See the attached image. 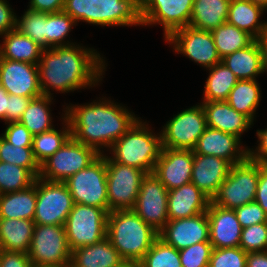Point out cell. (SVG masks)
<instances>
[{"instance_id": "8992f818", "label": "cell", "mask_w": 267, "mask_h": 267, "mask_svg": "<svg viewBox=\"0 0 267 267\" xmlns=\"http://www.w3.org/2000/svg\"><path fill=\"white\" fill-rule=\"evenodd\" d=\"M258 179L259 162L247 157L243 162L231 166L228 176L211 202L227 209L254 202Z\"/></svg>"}, {"instance_id": "7bdbcfd3", "label": "cell", "mask_w": 267, "mask_h": 267, "mask_svg": "<svg viewBox=\"0 0 267 267\" xmlns=\"http://www.w3.org/2000/svg\"><path fill=\"white\" fill-rule=\"evenodd\" d=\"M212 250L210 241L196 243L179 250L182 267H209Z\"/></svg>"}, {"instance_id": "680465c9", "label": "cell", "mask_w": 267, "mask_h": 267, "mask_svg": "<svg viewBox=\"0 0 267 267\" xmlns=\"http://www.w3.org/2000/svg\"><path fill=\"white\" fill-rule=\"evenodd\" d=\"M120 267H140V265L135 262H125Z\"/></svg>"}, {"instance_id": "c3c4849f", "label": "cell", "mask_w": 267, "mask_h": 267, "mask_svg": "<svg viewBox=\"0 0 267 267\" xmlns=\"http://www.w3.org/2000/svg\"><path fill=\"white\" fill-rule=\"evenodd\" d=\"M7 0H0V37L16 29V13Z\"/></svg>"}, {"instance_id": "b9f144b4", "label": "cell", "mask_w": 267, "mask_h": 267, "mask_svg": "<svg viewBox=\"0 0 267 267\" xmlns=\"http://www.w3.org/2000/svg\"><path fill=\"white\" fill-rule=\"evenodd\" d=\"M239 247L246 253L267 250V222L242 228Z\"/></svg>"}, {"instance_id": "94428289", "label": "cell", "mask_w": 267, "mask_h": 267, "mask_svg": "<svg viewBox=\"0 0 267 267\" xmlns=\"http://www.w3.org/2000/svg\"><path fill=\"white\" fill-rule=\"evenodd\" d=\"M2 251H3V249H2V247L0 246V262H1Z\"/></svg>"}, {"instance_id": "816d5d0a", "label": "cell", "mask_w": 267, "mask_h": 267, "mask_svg": "<svg viewBox=\"0 0 267 267\" xmlns=\"http://www.w3.org/2000/svg\"><path fill=\"white\" fill-rule=\"evenodd\" d=\"M255 202L267 214V166L259 162V179L257 183V190Z\"/></svg>"}, {"instance_id": "4dcf8cb0", "label": "cell", "mask_w": 267, "mask_h": 267, "mask_svg": "<svg viewBox=\"0 0 267 267\" xmlns=\"http://www.w3.org/2000/svg\"><path fill=\"white\" fill-rule=\"evenodd\" d=\"M231 0H194L189 26L212 31L226 23Z\"/></svg>"}, {"instance_id": "52a82bcc", "label": "cell", "mask_w": 267, "mask_h": 267, "mask_svg": "<svg viewBox=\"0 0 267 267\" xmlns=\"http://www.w3.org/2000/svg\"><path fill=\"white\" fill-rule=\"evenodd\" d=\"M71 253L63 225L35 224L28 251L33 266L69 267Z\"/></svg>"}, {"instance_id": "2e32d148", "label": "cell", "mask_w": 267, "mask_h": 267, "mask_svg": "<svg viewBox=\"0 0 267 267\" xmlns=\"http://www.w3.org/2000/svg\"><path fill=\"white\" fill-rule=\"evenodd\" d=\"M194 0H147L141 7L142 26L159 24L164 39L177 29L189 26Z\"/></svg>"}, {"instance_id": "f35d334b", "label": "cell", "mask_w": 267, "mask_h": 267, "mask_svg": "<svg viewBox=\"0 0 267 267\" xmlns=\"http://www.w3.org/2000/svg\"><path fill=\"white\" fill-rule=\"evenodd\" d=\"M76 25V21L64 11L47 13V49L75 44L65 40L72 26Z\"/></svg>"}, {"instance_id": "db71d44e", "label": "cell", "mask_w": 267, "mask_h": 267, "mask_svg": "<svg viewBox=\"0 0 267 267\" xmlns=\"http://www.w3.org/2000/svg\"><path fill=\"white\" fill-rule=\"evenodd\" d=\"M246 267H267V250L247 253Z\"/></svg>"}, {"instance_id": "f1b7e54d", "label": "cell", "mask_w": 267, "mask_h": 267, "mask_svg": "<svg viewBox=\"0 0 267 267\" xmlns=\"http://www.w3.org/2000/svg\"><path fill=\"white\" fill-rule=\"evenodd\" d=\"M36 200L37 178L27 189L0 195V218L33 220Z\"/></svg>"}, {"instance_id": "8fae6325", "label": "cell", "mask_w": 267, "mask_h": 267, "mask_svg": "<svg viewBox=\"0 0 267 267\" xmlns=\"http://www.w3.org/2000/svg\"><path fill=\"white\" fill-rule=\"evenodd\" d=\"M108 213L133 209L146 172L112 161L106 156Z\"/></svg>"}, {"instance_id": "11a10c76", "label": "cell", "mask_w": 267, "mask_h": 267, "mask_svg": "<svg viewBox=\"0 0 267 267\" xmlns=\"http://www.w3.org/2000/svg\"><path fill=\"white\" fill-rule=\"evenodd\" d=\"M258 42L262 53V69L264 73L267 72V32L258 39Z\"/></svg>"}, {"instance_id": "6f0895ef", "label": "cell", "mask_w": 267, "mask_h": 267, "mask_svg": "<svg viewBox=\"0 0 267 267\" xmlns=\"http://www.w3.org/2000/svg\"><path fill=\"white\" fill-rule=\"evenodd\" d=\"M248 1L263 7L267 11V0H248Z\"/></svg>"}, {"instance_id": "f6af8a7d", "label": "cell", "mask_w": 267, "mask_h": 267, "mask_svg": "<svg viewBox=\"0 0 267 267\" xmlns=\"http://www.w3.org/2000/svg\"><path fill=\"white\" fill-rule=\"evenodd\" d=\"M242 228L267 222V214L257 202H251L234 209Z\"/></svg>"}, {"instance_id": "5bb4252c", "label": "cell", "mask_w": 267, "mask_h": 267, "mask_svg": "<svg viewBox=\"0 0 267 267\" xmlns=\"http://www.w3.org/2000/svg\"><path fill=\"white\" fill-rule=\"evenodd\" d=\"M177 54L181 53L206 69L221 62L211 31L186 26L172 32L166 39Z\"/></svg>"}, {"instance_id": "91938a15", "label": "cell", "mask_w": 267, "mask_h": 267, "mask_svg": "<svg viewBox=\"0 0 267 267\" xmlns=\"http://www.w3.org/2000/svg\"><path fill=\"white\" fill-rule=\"evenodd\" d=\"M137 5H139L140 7H142L147 0H133Z\"/></svg>"}, {"instance_id": "484cf974", "label": "cell", "mask_w": 267, "mask_h": 267, "mask_svg": "<svg viewBox=\"0 0 267 267\" xmlns=\"http://www.w3.org/2000/svg\"><path fill=\"white\" fill-rule=\"evenodd\" d=\"M264 11L263 7L248 0H231L226 22L258 40L267 32V21H260Z\"/></svg>"}, {"instance_id": "f907efd6", "label": "cell", "mask_w": 267, "mask_h": 267, "mask_svg": "<svg viewBox=\"0 0 267 267\" xmlns=\"http://www.w3.org/2000/svg\"><path fill=\"white\" fill-rule=\"evenodd\" d=\"M258 146L255 149L248 148V157L251 160L265 164L267 162V128L256 131Z\"/></svg>"}, {"instance_id": "8d00e7d4", "label": "cell", "mask_w": 267, "mask_h": 267, "mask_svg": "<svg viewBox=\"0 0 267 267\" xmlns=\"http://www.w3.org/2000/svg\"><path fill=\"white\" fill-rule=\"evenodd\" d=\"M35 179L27 168L0 161V195L27 189Z\"/></svg>"}, {"instance_id": "f546056e", "label": "cell", "mask_w": 267, "mask_h": 267, "mask_svg": "<svg viewBox=\"0 0 267 267\" xmlns=\"http://www.w3.org/2000/svg\"><path fill=\"white\" fill-rule=\"evenodd\" d=\"M3 43L0 44V58L38 64L43 48L17 29L2 35Z\"/></svg>"}, {"instance_id": "681fc988", "label": "cell", "mask_w": 267, "mask_h": 267, "mask_svg": "<svg viewBox=\"0 0 267 267\" xmlns=\"http://www.w3.org/2000/svg\"><path fill=\"white\" fill-rule=\"evenodd\" d=\"M0 267H33L28 253L2 251Z\"/></svg>"}, {"instance_id": "7a4b0ae2", "label": "cell", "mask_w": 267, "mask_h": 267, "mask_svg": "<svg viewBox=\"0 0 267 267\" xmlns=\"http://www.w3.org/2000/svg\"><path fill=\"white\" fill-rule=\"evenodd\" d=\"M69 122L71 137L104 154L101 148H109L139 119L125 106L100 98L83 105H68L64 108ZM136 116V117H135Z\"/></svg>"}, {"instance_id": "603a6c76", "label": "cell", "mask_w": 267, "mask_h": 267, "mask_svg": "<svg viewBox=\"0 0 267 267\" xmlns=\"http://www.w3.org/2000/svg\"><path fill=\"white\" fill-rule=\"evenodd\" d=\"M211 199L196 185L188 183L168 191L169 220L190 218L207 212Z\"/></svg>"}, {"instance_id": "d6a6232c", "label": "cell", "mask_w": 267, "mask_h": 267, "mask_svg": "<svg viewBox=\"0 0 267 267\" xmlns=\"http://www.w3.org/2000/svg\"><path fill=\"white\" fill-rule=\"evenodd\" d=\"M52 100L53 97L46 95L33 98L22 114L19 123L24 125L33 136L55 127L52 124L51 109L49 107L53 102Z\"/></svg>"}, {"instance_id": "9f6ffc18", "label": "cell", "mask_w": 267, "mask_h": 267, "mask_svg": "<svg viewBox=\"0 0 267 267\" xmlns=\"http://www.w3.org/2000/svg\"><path fill=\"white\" fill-rule=\"evenodd\" d=\"M7 105H8V93L0 85V120L5 121V116H6V112H7Z\"/></svg>"}, {"instance_id": "4316f807", "label": "cell", "mask_w": 267, "mask_h": 267, "mask_svg": "<svg viewBox=\"0 0 267 267\" xmlns=\"http://www.w3.org/2000/svg\"><path fill=\"white\" fill-rule=\"evenodd\" d=\"M239 80H256L262 69V53L258 40L221 59Z\"/></svg>"}, {"instance_id": "ffe728a7", "label": "cell", "mask_w": 267, "mask_h": 267, "mask_svg": "<svg viewBox=\"0 0 267 267\" xmlns=\"http://www.w3.org/2000/svg\"><path fill=\"white\" fill-rule=\"evenodd\" d=\"M241 143V140L232 134L207 127L193 151L196 154L225 159L234 165L248 157V147H242Z\"/></svg>"}, {"instance_id": "9a60e30c", "label": "cell", "mask_w": 267, "mask_h": 267, "mask_svg": "<svg viewBox=\"0 0 267 267\" xmlns=\"http://www.w3.org/2000/svg\"><path fill=\"white\" fill-rule=\"evenodd\" d=\"M168 190L153 174L148 173L141 182L136 204L132 209L145 223L160 231L169 221Z\"/></svg>"}, {"instance_id": "7402d4cb", "label": "cell", "mask_w": 267, "mask_h": 267, "mask_svg": "<svg viewBox=\"0 0 267 267\" xmlns=\"http://www.w3.org/2000/svg\"><path fill=\"white\" fill-rule=\"evenodd\" d=\"M209 241L213 248L239 247L242 227L234 209L210 202L207 210Z\"/></svg>"}, {"instance_id": "60d3db41", "label": "cell", "mask_w": 267, "mask_h": 267, "mask_svg": "<svg viewBox=\"0 0 267 267\" xmlns=\"http://www.w3.org/2000/svg\"><path fill=\"white\" fill-rule=\"evenodd\" d=\"M140 267H182L179 250L159 237L139 262Z\"/></svg>"}, {"instance_id": "ac0fdd59", "label": "cell", "mask_w": 267, "mask_h": 267, "mask_svg": "<svg viewBox=\"0 0 267 267\" xmlns=\"http://www.w3.org/2000/svg\"><path fill=\"white\" fill-rule=\"evenodd\" d=\"M192 169L193 150L163 147L152 173L169 191L191 183Z\"/></svg>"}, {"instance_id": "bcb514c9", "label": "cell", "mask_w": 267, "mask_h": 267, "mask_svg": "<svg viewBox=\"0 0 267 267\" xmlns=\"http://www.w3.org/2000/svg\"><path fill=\"white\" fill-rule=\"evenodd\" d=\"M1 136L14 146L32 147L33 135L19 122L7 123Z\"/></svg>"}, {"instance_id": "4fadbf2b", "label": "cell", "mask_w": 267, "mask_h": 267, "mask_svg": "<svg viewBox=\"0 0 267 267\" xmlns=\"http://www.w3.org/2000/svg\"><path fill=\"white\" fill-rule=\"evenodd\" d=\"M73 206V198L64 182L37 177L35 224L64 226Z\"/></svg>"}, {"instance_id": "277c9868", "label": "cell", "mask_w": 267, "mask_h": 267, "mask_svg": "<svg viewBox=\"0 0 267 267\" xmlns=\"http://www.w3.org/2000/svg\"><path fill=\"white\" fill-rule=\"evenodd\" d=\"M149 124L138 119L112 144L109 158L117 163L152 173L162 152V135L153 133ZM112 152V153H111Z\"/></svg>"}, {"instance_id": "1f68e13d", "label": "cell", "mask_w": 267, "mask_h": 267, "mask_svg": "<svg viewBox=\"0 0 267 267\" xmlns=\"http://www.w3.org/2000/svg\"><path fill=\"white\" fill-rule=\"evenodd\" d=\"M261 90L256 80H238L234 88L230 91L226 102L240 112L247 116L254 122L256 109L260 105Z\"/></svg>"}, {"instance_id": "5b68a950", "label": "cell", "mask_w": 267, "mask_h": 267, "mask_svg": "<svg viewBox=\"0 0 267 267\" xmlns=\"http://www.w3.org/2000/svg\"><path fill=\"white\" fill-rule=\"evenodd\" d=\"M63 11L76 23L100 26L142 25L141 7L133 0H65Z\"/></svg>"}, {"instance_id": "3957f363", "label": "cell", "mask_w": 267, "mask_h": 267, "mask_svg": "<svg viewBox=\"0 0 267 267\" xmlns=\"http://www.w3.org/2000/svg\"><path fill=\"white\" fill-rule=\"evenodd\" d=\"M158 233L132 209L108 213L106 237L125 262L139 263L158 238Z\"/></svg>"}, {"instance_id": "e0dca14e", "label": "cell", "mask_w": 267, "mask_h": 267, "mask_svg": "<svg viewBox=\"0 0 267 267\" xmlns=\"http://www.w3.org/2000/svg\"><path fill=\"white\" fill-rule=\"evenodd\" d=\"M0 85L8 94L36 98L43 95L38 66L0 58Z\"/></svg>"}, {"instance_id": "d6986e66", "label": "cell", "mask_w": 267, "mask_h": 267, "mask_svg": "<svg viewBox=\"0 0 267 267\" xmlns=\"http://www.w3.org/2000/svg\"><path fill=\"white\" fill-rule=\"evenodd\" d=\"M158 237L177 250L193 244L209 241V222L207 212L190 218L169 220L159 231Z\"/></svg>"}, {"instance_id": "ba28073f", "label": "cell", "mask_w": 267, "mask_h": 267, "mask_svg": "<svg viewBox=\"0 0 267 267\" xmlns=\"http://www.w3.org/2000/svg\"><path fill=\"white\" fill-rule=\"evenodd\" d=\"M64 183L74 203L103 208L108 212L106 154H100Z\"/></svg>"}, {"instance_id": "d590c367", "label": "cell", "mask_w": 267, "mask_h": 267, "mask_svg": "<svg viewBox=\"0 0 267 267\" xmlns=\"http://www.w3.org/2000/svg\"><path fill=\"white\" fill-rule=\"evenodd\" d=\"M211 34L221 59L237 50L246 48L255 40L247 32L227 22L216 27Z\"/></svg>"}, {"instance_id": "44dd1931", "label": "cell", "mask_w": 267, "mask_h": 267, "mask_svg": "<svg viewBox=\"0 0 267 267\" xmlns=\"http://www.w3.org/2000/svg\"><path fill=\"white\" fill-rule=\"evenodd\" d=\"M231 166L232 164L225 159L196 154L193 151L191 183L212 200L228 176Z\"/></svg>"}, {"instance_id": "cb8c5ba5", "label": "cell", "mask_w": 267, "mask_h": 267, "mask_svg": "<svg viewBox=\"0 0 267 267\" xmlns=\"http://www.w3.org/2000/svg\"><path fill=\"white\" fill-rule=\"evenodd\" d=\"M207 127L232 134L241 140L243 133L252 128L253 122L237 112L226 101H203Z\"/></svg>"}, {"instance_id": "74e56055", "label": "cell", "mask_w": 267, "mask_h": 267, "mask_svg": "<svg viewBox=\"0 0 267 267\" xmlns=\"http://www.w3.org/2000/svg\"><path fill=\"white\" fill-rule=\"evenodd\" d=\"M19 18H16V29L47 49V13L27 9Z\"/></svg>"}, {"instance_id": "836d02e7", "label": "cell", "mask_w": 267, "mask_h": 267, "mask_svg": "<svg viewBox=\"0 0 267 267\" xmlns=\"http://www.w3.org/2000/svg\"><path fill=\"white\" fill-rule=\"evenodd\" d=\"M207 70L209 76L204 86L203 101H226L239 79L222 62Z\"/></svg>"}, {"instance_id": "83f0119b", "label": "cell", "mask_w": 267, "mask_h": 267, "mask_svg": "<svg viewBox=\"0 0 267 267\" xmlns=\"http://www.w3.org/2000/svg\"><path fill=\"white\" fill-rule=\"evenodd\" d=\"M34 226L33 220L0 218V246L6 251L28 253Z\"/></svg>"}, {"instance_id": "6da1fadb", "label": "cell", "mask_w": 267, "mask_h": 267, "mask_svg": "<svg viewBox=\"0 0 267 267\" xmlns=\"http://www.w3.org/2000/svg\"><path fill=\"white\" fill-rule=\"evenodd\" d=\"M103 58L94 48L79 44L43 49L37 64L43 95L53 97L50 88L68 93L97 86L106 71Z\"/></svg>"}, {"instance_id": "30bf717a", "label": "cell", "mask_w": 267, "mask_h": 267, "mask_svg": "<svg viewBox=\"0 0 267 267\" xmlns=\"http://www.w3.org/2000/svg\"><path fill=\"white\" fill-rule=\"evenodd\" d=\"M100 154L73 137L40 165L39 177L53 182H64L78 171L85 169Z\"/></svg>"}, {"instance_id": "7c38bea8", "label": "cell", "mask_w": 267, "mask_h": 267, "mask_svg": "<svg viewBox=\"0 0 267 267\" xmlns=\"http://www.w3.org/2000/svg\"><path fill=\"white\" fill-rule=\"evenodd\" d=\"M207 128L205 110L199 105L187 108L174 115L161 130L162 146L168 149L193 150L199 137Z\"/></svg>"}, {"instance_id": "9c48e42d", "label": "cell", "mask_w": 267, "mask_h": 267, "mask_svg": "<svg viewBox=\"0 0 267 267\" xmlns=\"http://www.w3.org/2000/svg\"><path fill=\"white\" fill-rule=\"evenodd\" d=\"M107 218L108 212L103 208L74 203L64 224L69 249L90 246L104 239Z\"/></svg>"}, {"instance_id": "e575fe53", "label": "cell", "mask_w": 267, "mask_h": 267, "mask_svg": "<svg viewBox=\"0 0 267 267\" xmlns=\"http://www.w3.org/2000/svg\"><path fill=\"white\" fill-rule=\"evenodd\" d=\"M62 119V125L64 124L62 130L59 131L54 127L49 131L33 136V155L39 165L59 150L71 137L69 122L65 116H63Z\"/></svg>"}, {"instance_id": "f5cc1de1", "label": "cell", "mask_w": 267, "mask_h": 267, "mask_svg": "<svg viewBox=\"0 0 267 267\" xmlns=\"http://www.w3.org/2000/svg\"><path fill=\"white\" fill-rule=\"evenodd\" d=\"M65 0H30L29 8L41 13H57L64 9Z\"/></svg>"}, {"instance_id": "7dc6e473", "label": "cell", "mask_w": 267, "mask_h": 267, "mask_svg": "<svg viewBox=\"0 0 267 267\" xmlns=\"http://www.w3.org/2000/svg\"><path fill=\"white\" fill-rule=\"evenodd\" d=\"M31 99L32 98L8 94V105L5 116V124L10 122H19Z\"/></svg>"}, {"instance_id": "ee69618b", "label": "cell", "mask_w": 267, "mask_h": 267, "mask_svg": "<svg viewBox=\"0 0 267 267\" xmlns=\"http://www.w3.org/2000/svg\"><path fill=\"white\" fill-rule=\"evenodd\" d=\"M247 253L240 247L213 248L209 267H246Z\"/></svg>"}, {"instance_id": "d4e9b609", "label": "cell", "mask_w": 267, "mask_h": 267, "mask_svg": "<svg viewBox=\"0 0 267 267\" xmlns=\"http://www.w3.org/2000/svg\"><path fill=\"white\" fill-rule=\"evenodd\" d=\"M125 261L107 237L90 246L72 250L69 267H120Z\"/></svg>"}, {"instance_id": "ab89813d", "label": "cell", "mask_w": 267, "mask_h": 267, "mask_svg": "<svg viewBox=\"0 0 267 267\" xmlns=\"http://www.w3.org/2000/svg\"><path fill=\"white\" fill-rule=\"evenodd\" d=\"M0 161L27 168L39 177L40 165L34 158L32 147L14 146L0 136Z\"/></svg>"}]
</instances>
